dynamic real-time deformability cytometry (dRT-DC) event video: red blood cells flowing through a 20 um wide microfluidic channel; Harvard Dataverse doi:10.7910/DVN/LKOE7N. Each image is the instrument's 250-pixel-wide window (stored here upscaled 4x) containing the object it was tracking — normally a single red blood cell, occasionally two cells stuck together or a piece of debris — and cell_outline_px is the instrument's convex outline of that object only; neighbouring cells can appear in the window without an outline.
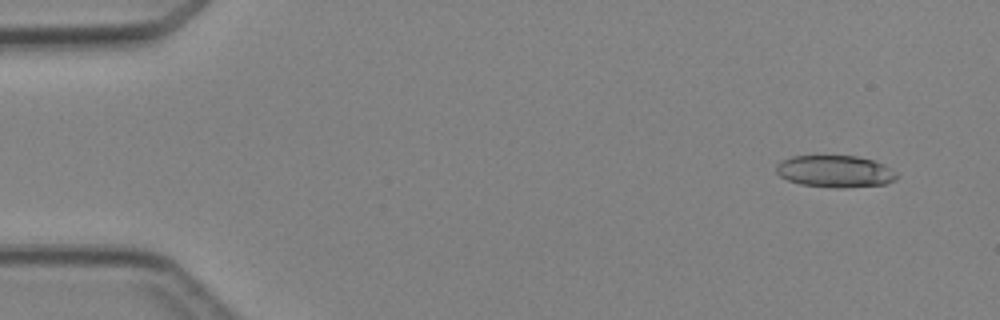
{"species": "Egyptian fruit bat (a non-hibernating species)", "species_latin": "Rousettus aegyptiacus", "temperature_condition": "cold", "stored_images_in_passage": 4, "camera_frame_rate_fps": 3000, "um_per_image_px": 0.085, "animal": {"sex": "female"}, "frame": {"image": 1, "passage_image": 4, "time_ms": 4.333, "image_size_px": [1000, 320], "cell_outline_px": [[896, 180], [884, 184], [800, 184], [788, 180], [780, 176], [776, 172], [776, 164], [780, 160], [792, 156], [856, 156], [872, 160], [884, 164], [896, 172]], "centroid_in_image_um": [70.92, 14.49], "position_along_channel_um": 14.1, "area_um2": 21.15}}